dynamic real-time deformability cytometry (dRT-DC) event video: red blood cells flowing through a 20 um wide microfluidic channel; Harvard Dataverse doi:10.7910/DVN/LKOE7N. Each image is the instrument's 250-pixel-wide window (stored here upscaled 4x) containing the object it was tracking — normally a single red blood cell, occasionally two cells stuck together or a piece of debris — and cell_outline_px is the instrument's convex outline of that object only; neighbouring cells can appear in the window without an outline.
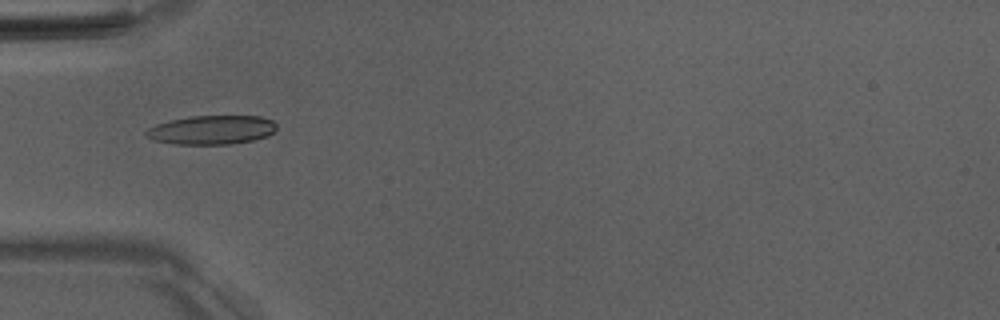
{"species": "Egyptian fruit bat (a non-hibernating species)", "species_latin": "Rousettus aegyptiacus", "temperature_condition": "room temperature", "stored_images_in_passage": 51, "camera_frame_rate_fps": 3000, "um_per_image_px": 0.085, "animal": {"sex": "male"}, "frame": {"image": 1, "passage_image": 17, "time_ms": 5.333, "image_size_px": [1000, 320], "cell_outline_px": [[276, 128], [268, 136], [252, 140], [232, 144], [176, 144], [152, 140], [144, 136], [144, 132], [148, 128], [156, 124], [168, 120], [192, 116], [260, 116], [272, 120], [276, 124]], "centroid_in_image_um": [17.95, 11.04], "position_along_channel_um": 67.1, "area_um2": 22.14}}
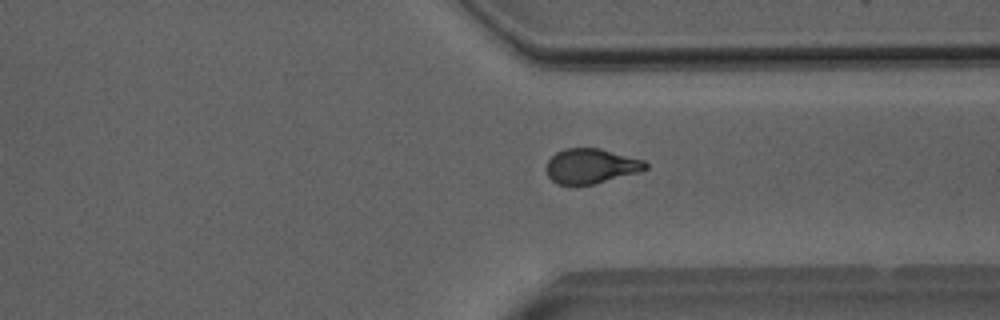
{"frame": {"image": 2, "passage_image": 39, "time_ms": 12.667, "image_size_px": [1000, 320], "cell_outline_px": [[648, 168], [640, 172], [592, 184], [556, 184], [548, 176], [548, 160], [556, 152], [564, 148], [600, 148], [644, 160], [648, 164]], "centroid_in_image_um": [50.26, 14.1], "position_along_channel_um": 361.1, "area_um2": 20.0}}
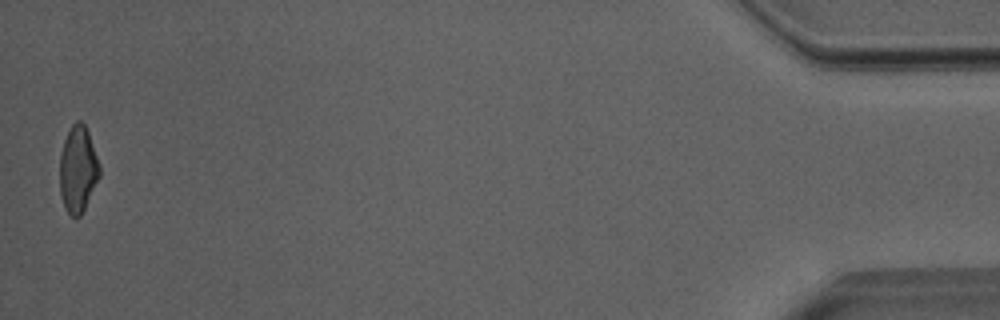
{"frame": {"image": 3, "passage_image": 51, "time_ms": 16.667, "image_size_px": [1000, 320], "cell_outline_px": [[100, 176], [80, 216], [72, 216], [64, 208], [60, 196], [60, 156], [64, 140], [72, 124], [76, 120], [80, 120], [84, 124], [88, 132], [100, 164]], "centroid_in_image_um": [6.62, 14.38], "position_along_channel_um": 428.6, "area_um2": 19.94}, "authors_computed_cell_mechanics": {"area_um2": 20.808, "velocity_mm_per_s": 4.0275, "shape_relaxation_time_tau1_ms": 4.7787, "shape_relaxation_time_tau2_ms": 2.5578, "deformation_change_tau1": 0.1848, "deformation_change_tau2": 0.0662}}